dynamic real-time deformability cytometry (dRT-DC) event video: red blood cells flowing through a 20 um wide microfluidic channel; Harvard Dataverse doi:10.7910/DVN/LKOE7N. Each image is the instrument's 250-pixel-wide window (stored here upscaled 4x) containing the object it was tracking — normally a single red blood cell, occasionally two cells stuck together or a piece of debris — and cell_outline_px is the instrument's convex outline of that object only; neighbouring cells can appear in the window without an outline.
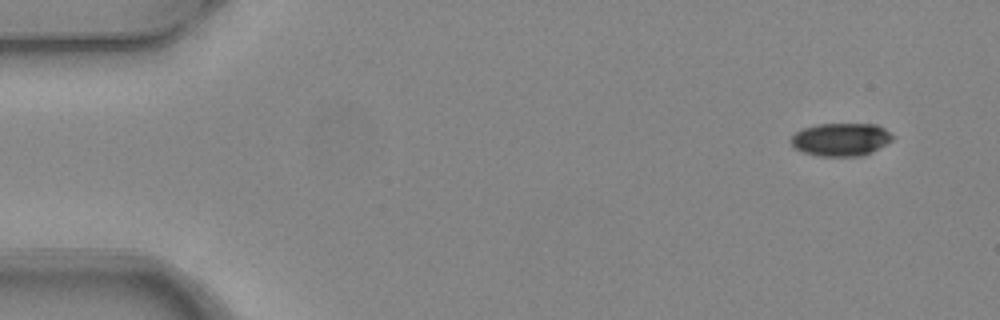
{"species": "common noctule bat (a hibernating species)", "species_latin": "Nyctalus noctula", "temperature_condition": "warm", "stored_images_in_passage": 5, "camera_frame_rate_fps": 3000, "um_per_image_px": 0.085, "animal": {"sex": "female", "body_mass_g": 24.6, "forearm_length_mm": 56.2}, "frame": {"image": 1, "passage_image": 1, "time_ms": 0.0, "image_size_px": [1000, 320], "cell_outline_px": [[892, 140], [872, 152], [864, 156], [816, 156], [804, 152], [796, 148], [788, 140], [796, 132], [804, 128], [816, 124], [876, 124], [884, 128], [892, 136]], "centroid_in_image_um": [71.45, 11.86], "position_along_channel_um": 13.5, "area_um2": 19.48}}
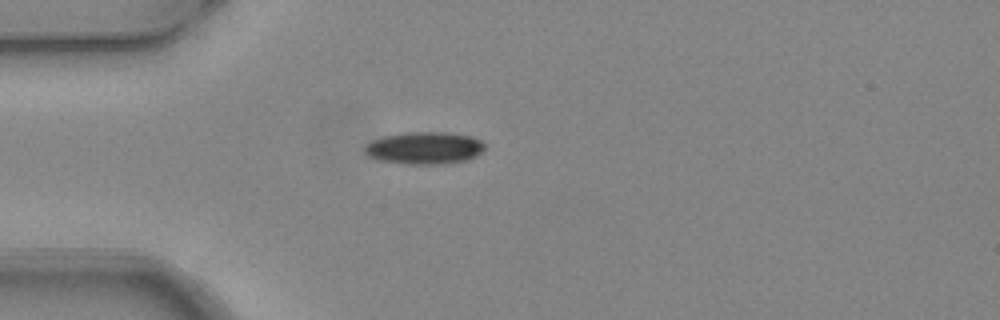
{"frame": {"image": 2, "passage_image": 4, "time_ms": 1.0, "image_size_px": [1000, 320], "cell_outline_px": [[484, 148], [476, 156], [468, 160], [444, 164], [404, 164], [376, 160], [368, 156], [364, 152], [364, 144], [372, 140], [384, 136], [408, 132], [448, 132], [472, 136], [480, 140], [484, 144]], "centroid_in_image_um": [36.04, 12.58], "position_along_channel_um": 49.0, "area_um2": 22.89}}